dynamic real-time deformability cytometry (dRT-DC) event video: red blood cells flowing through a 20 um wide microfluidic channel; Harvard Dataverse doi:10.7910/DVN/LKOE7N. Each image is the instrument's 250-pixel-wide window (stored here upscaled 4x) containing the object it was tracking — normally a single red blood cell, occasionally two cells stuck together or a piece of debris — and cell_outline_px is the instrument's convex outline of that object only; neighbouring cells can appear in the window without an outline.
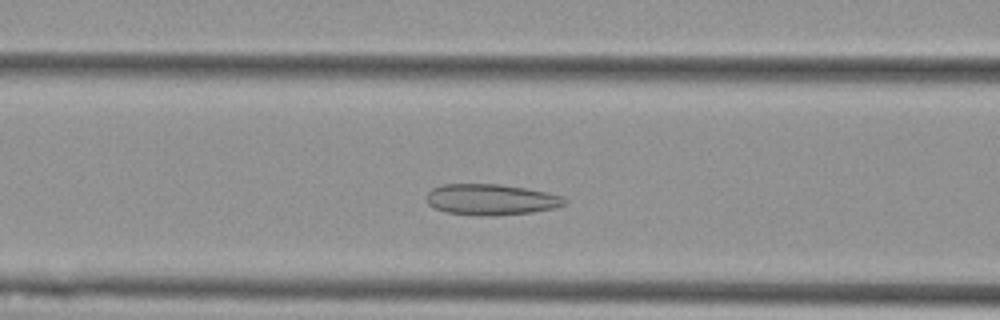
{"species": "Egyptian fruit bat (a non-hibernating species)", "species_latin": "Rousettus aegyptiacus", "temperature_condition": "cold", "stored_images_in_passage": 48, "camera_frame_rate_fps": 3000, "um_per_image_px": 0.085, "animal": {"sex": "female"}, "frame": {"image": 1, "passage_image": 14, "time_ms": 4.333, "image_size_px": [1000, 320], "cell_outline_px": [[568, 200], [564, 204], [552, 208], [532, 212], [496, 216], [476, 216], [448, 212], [436, 208], [428, 204], [428, 192], [432, 188], [444, 184], [500, 184], [548, 192], [560, 196]], "centroid_in_image_um": [41.74, 16.96], "position_along_channel_um": 124.9, "area_um2": 24.8}}
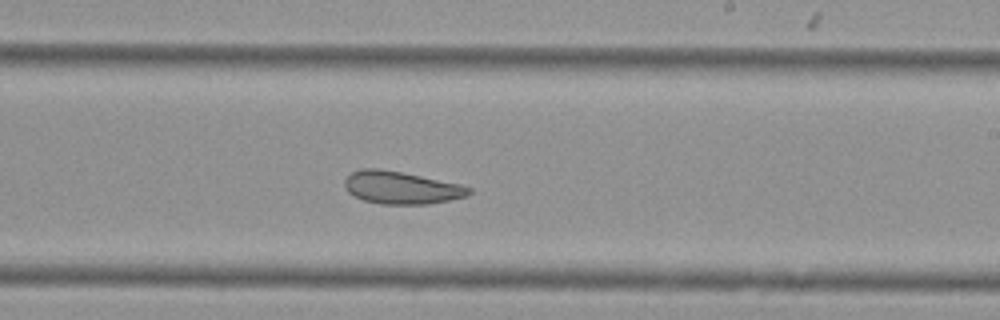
{"frame": {"image": 2, "passage_image": 25, "time_ms": 8.0, "image_size_px": [1000, 320], "cell_outline_px": [[472, 192], [468, 196], [428, 204], [380, 204], [364, 200], [348, 192], [344, 184], [344, 180], [352, 172], [360, 168], [376, 168], [400, 172], [460, 184], [472, 188]], "centroid_in_image_um": [34.11, 15.95], "position_along_channel_um": 254.9, "area_um2": 23.41}}
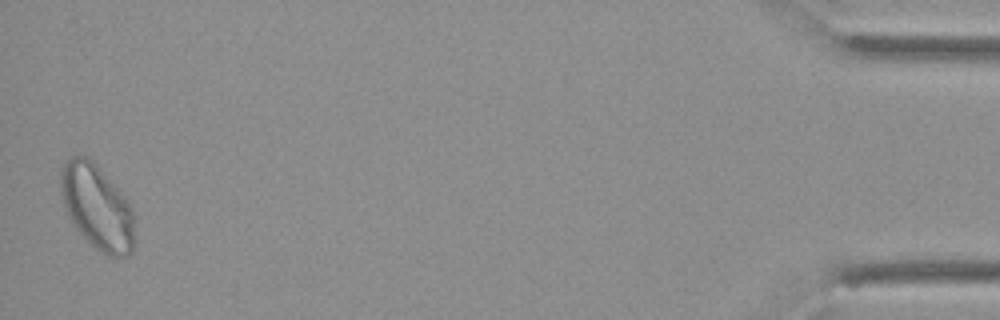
{"frame": {"image": 3, "passage_image": 47, "time_ms": 15.333, "image_size_px": [1000, 320], "cell_outline_px": [[136, 244], [132, 252], [128, 256], [108, 256], [100, 252], [76, 228], [64, 204], [60, 192], [60, 172], [64, 160], [68, 156], [88, 156], [96, 164], [132, 204], [136, 240]], "centroid_in_image_um": [8.29, 17.59], "position_along_channel_um": 426.9, "area_um2": 36.82}, "authors_computed_cell_mechanics": {"area_um2": 26.6458, "velocity_mm_per_s": 3.5647, "shape_relaxation_time_tau1_ms": null, "shape_relaxation_time_tau2_ms": 2.5359, "deformation_change_tau1": null, "deformation_change_tau2": 0.0851}}